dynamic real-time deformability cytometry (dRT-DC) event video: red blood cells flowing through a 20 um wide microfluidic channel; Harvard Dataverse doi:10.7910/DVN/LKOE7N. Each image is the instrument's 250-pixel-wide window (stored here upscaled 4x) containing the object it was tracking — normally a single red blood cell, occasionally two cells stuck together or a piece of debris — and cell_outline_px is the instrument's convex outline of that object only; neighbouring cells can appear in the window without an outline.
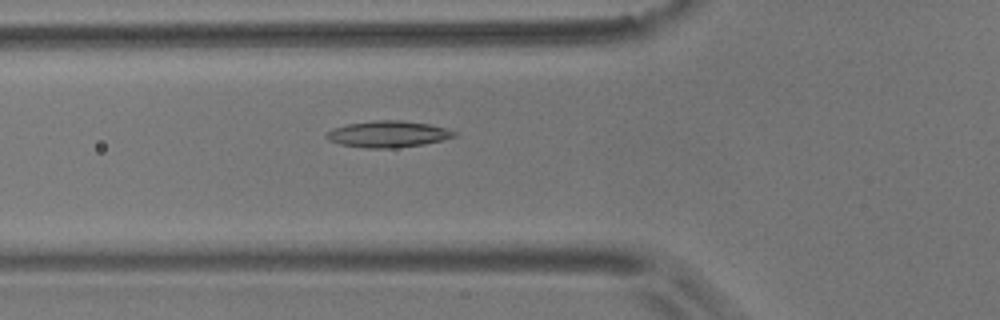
{"species": "common noctule bat (a hibernating species)", "species_latin": "Nyctalus noctula", "temperature_condition": "room temperature", "stored_images_in_passage": 42, "camera_frame_rate_fps": 3000, "um_per_image_px": 0.085, "animal": {"sex": "male", "body_mass_g": 17.9}, "frame": {"image": 1, "passage_image": 6, "time_ms": 1.667, "image_size_px": [1000, 320], "cell_outline_px": [[456, 136], [424, 144], [396, 148], [364, 148], [340, 144], [328, 140], [324, 136], [332, 128], [348, 124], [372, 120], [400, 120], [428, 124], [448, 128], [456, 132]], "centroid_in_image_um": [32.96, 11.4], "position_along_channel_um": 92.8, "area_um2": 19.71}}
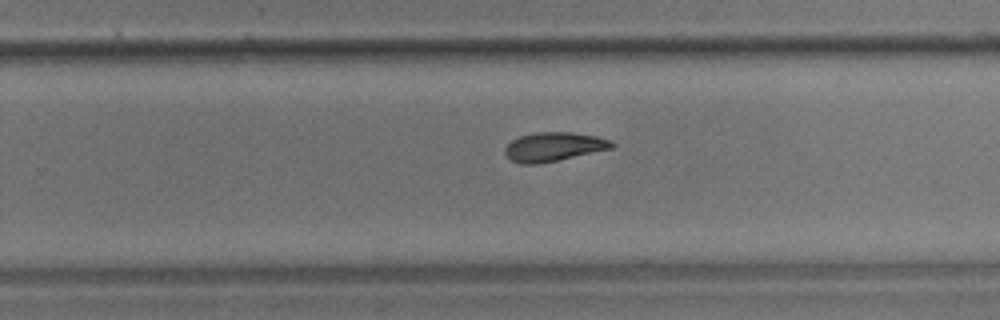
{"frame": {"image": 2, "passage_image": 22, "time_ms": 7.0, "image_size_px": [1000, 320], "cell_outline_px": [[616, 144], [612, 148], [556, 160], [536, 164], [520, 164], [512, 160], [504, 152], [504, 148], [512, 140], [520, 136], [536, 132], [572, 132], [596, 136], [612, 140]], "centroid_in_image_um": [47.07, 12.46], "position_along_channel_um": 282.7, "area_um2": 17.86}}
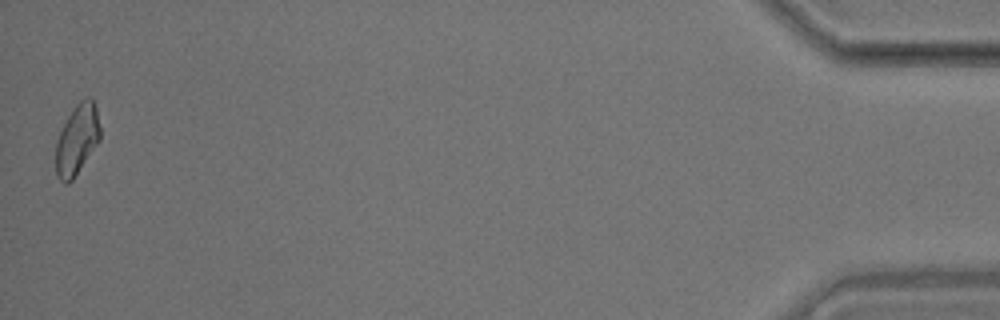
{"frame": {"image": 3, "passage_image": 42, "time_ms": 13.667, "image_size_px": [1000, 320], "cell_outline_px": [[100, 140], [72, 180], [68, 184], [64, 184], [56, 176], [56, 140], [68, 116], [76, 104], [80, 100], [88, 96], [92, 96], [96, 108], [100, 128]], "centroid_in_image_um": [6.55, 11.86], "position_along_channel_um": 428.7, "area_um2": 18.15}, "authors_computed_cell_mechanics": {"area_um2": 18.1492, "velocity_mm_per_s": 3.5566, "shape_relaxation_time_tau1_ms": 5.8503, "shape_relaxation_time_tau2_ms": null, "deformation_change_tau1": 0.1363, "deformation_change_tau2": null}}